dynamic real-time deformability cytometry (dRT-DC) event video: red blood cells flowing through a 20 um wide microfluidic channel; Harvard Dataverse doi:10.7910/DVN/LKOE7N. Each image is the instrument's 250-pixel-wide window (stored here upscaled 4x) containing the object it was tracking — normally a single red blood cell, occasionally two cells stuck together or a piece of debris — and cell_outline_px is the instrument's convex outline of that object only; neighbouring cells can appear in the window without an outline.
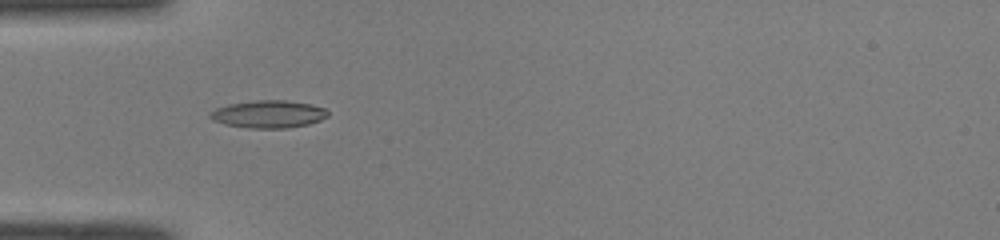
{"species": "common noctule bat (a hibernating species)", "species_latin": "Nyctalus noctula", "temperature_condition": "room temperature", "stored_images_in_passage": 35, "camera_frame_rate_fps": 3000, "um_per_image_px": 0.085, "animal": {"sex": "male", "body_mass_g": 19.0, "forearm_length_mm": 50.8}, "frame": {"image": 1, "passage_image": 1, "time_ms": 0.0, "image_size_px": [1000, 240], "cell_outline_px": [[328, 116], [320, 120], [308, 124], [288, 128], [248, 128], [224, 124], [212, 120], [208, 116], [216, 108], [228, 104], [256, 100], [284, 100], [312, 104], [324, 108], [328, 112]], "centroid_in_image_um": [22.82, 9.7], "position_along_channel_um": 62.2, "area_um2": 18.9}}
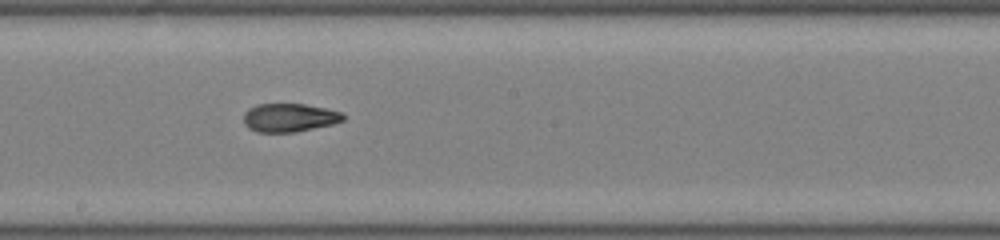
{"frame": {"image": 2, "passage_image": 13, "time_ms": 4.0, "image_size_px": [1000, 240], "cell_outline_px": [[344, 120], [332, 124], [296, 132], [256, 132], [248, 128], [244, 124], [244, 112], [248, 108], [256, 104], [304, 104], [324, 108], [340, 112], [344, 116]], "centroid_in_image_um": [24.54, 10.0], "position_along_channel_um": 223.7, "area_um2": 16.47}}
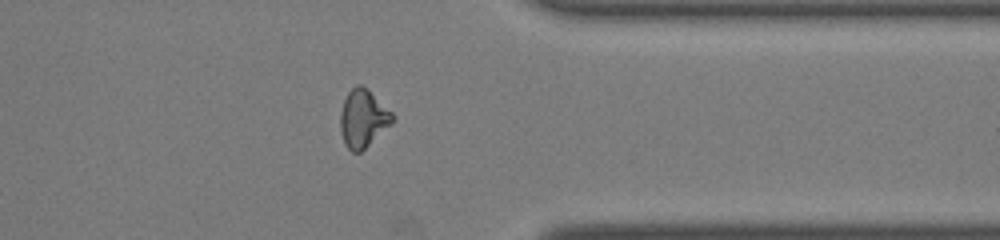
{"frame": {"image": 3, "passage_image": 25, "time_ms": 8.0, "image_size_px": [1000, 240], "cell_outline_px": [[396, 120], [392, 124], [360, 152], [352, 152], [344, 144], [340, 132], [340, 112], [344, 100], [348, 92], [356, 84], [360, 84], [368, 88], [396, 116]], "centroid_in_image_um": [30.87, 10.06], "position_along_channel_um": 380.5, "area_um2": 17.8}, "authors_computed_cell_mechanics": {"area_um2": 16.8776, "velocity_mm_per_s": 4.1, "shape_relaxation_time_tau1_ms": null, "shape_relaxation_time_tau2_ms": 2.0747, "deformation_change_tau1": null, "deformation_change_tau2": 0.0905}}